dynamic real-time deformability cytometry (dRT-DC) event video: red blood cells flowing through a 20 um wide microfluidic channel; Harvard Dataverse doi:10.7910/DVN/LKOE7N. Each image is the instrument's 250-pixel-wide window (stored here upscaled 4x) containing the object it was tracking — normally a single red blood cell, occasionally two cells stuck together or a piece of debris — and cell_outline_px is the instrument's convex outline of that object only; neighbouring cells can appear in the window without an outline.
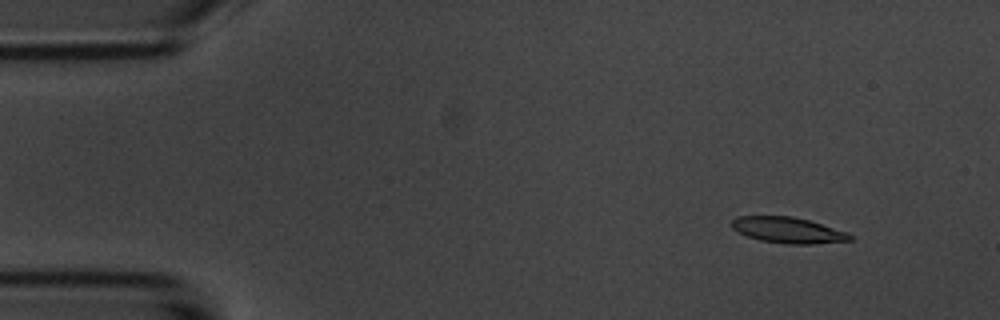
{"species": "common noctule bat (a hibernating species)", "species_latin": "Nyctalus noctula", "temperature_condition": "room temperature", "stored_images_in_passage": 3, "camera_frame_rate_fps": 3000, "um_per_image_px": 0.085, "animal": {"sex": "male", "body_mass_g": 20.1, "forearm_length_mm": 53.5}, "frame": {"image": 1, "passage_image": 1, "time_ms": 0.0, "image_size_px": [1000, 320], "cell_outline_px": [[852, 240], [812, 244], [788, 244], [760, 240], [748, 236], [732, 228], [732, 220], [736, 216], [792, 216], [808, 220], [848, 232], [852, 236]], "centroid_in_image_um": [66.99, 19.56], "position_along_channel_um": 18.0, "area_um2": 17.69}}